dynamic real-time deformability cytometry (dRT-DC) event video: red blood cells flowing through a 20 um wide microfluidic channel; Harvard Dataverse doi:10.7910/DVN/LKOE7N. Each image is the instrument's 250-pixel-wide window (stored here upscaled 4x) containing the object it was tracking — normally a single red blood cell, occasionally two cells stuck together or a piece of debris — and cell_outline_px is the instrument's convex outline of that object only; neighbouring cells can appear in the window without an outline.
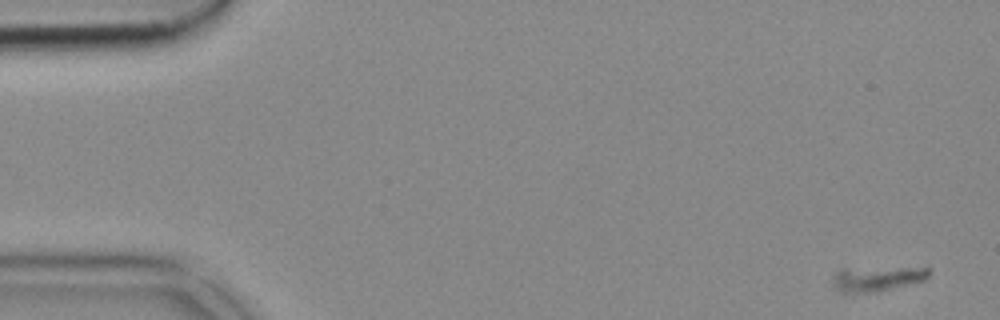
{"species": "common noctule bat (a hibernating species)", "species_latin": "Nyctalus noctula", "temperature_condition": "cold", "stored_images_in_passage": 61, "camera_frame_rate_fps": 3000, "um_per_image_px": 0.085, "animal": {"sex": "female", "body_mass_g": 18.4}, "frame": {"image": 1, "passage_image": 1, "time_ms": 0.0, "image_size_px": [1000, 320], "cell_outline_px": [[932, 272], [924, 280], [876, 292], [836, 292], [832, 280], [836, 272], [840, 268], [932, 268]], "centroid_in_image_um": [74.51, 23.68], "position_along_channel_um": 10.5, "area_um2": 13.87}}
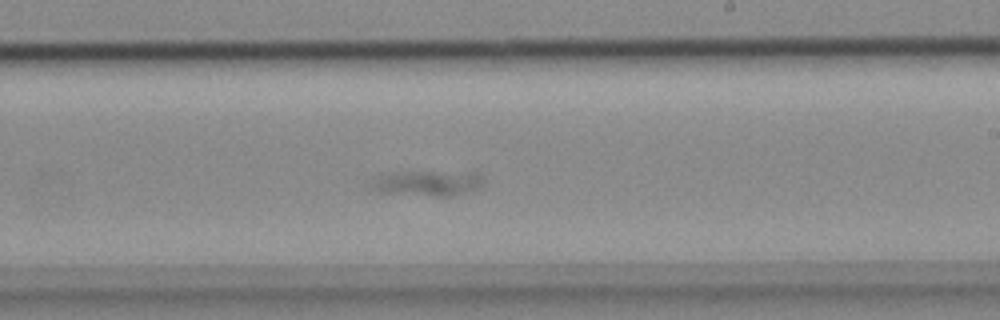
{"frame": {"image": 2, "passage_image": 36, "time_ms": 11.667, "image_size_px": [1000, 320], "cell_outline_px": [[484, 184], [476, 188], [452, 196], [440, 196], [380, 192], [368, 188], [368, 180], [380, 172], [480, 172], [484, 176]], "centroid_in_image_um": [36.23, 15.54], "position_along_channel_um": 252.8, "area_um2": 17.05}}
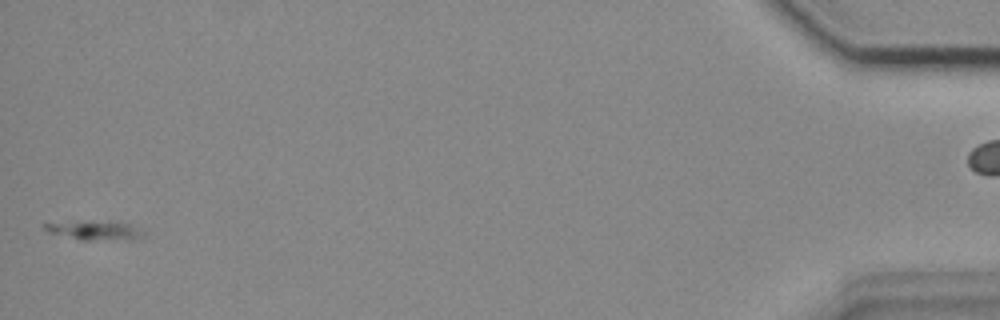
{"frame": {"image": 3, "passage_image": 60, "time_ms": 19.667, "image_size_px": [1000, 320], "cell_outline_px": [[148, 232], [144, 236], [132, 240], [80, 240], [48, 232], [40, 224], [116, 220], [140, 228]], "centroid_in_image_um": [8.19, 19.59], "position_along_channel_um": 427.0, "area_um2": 11.27}}